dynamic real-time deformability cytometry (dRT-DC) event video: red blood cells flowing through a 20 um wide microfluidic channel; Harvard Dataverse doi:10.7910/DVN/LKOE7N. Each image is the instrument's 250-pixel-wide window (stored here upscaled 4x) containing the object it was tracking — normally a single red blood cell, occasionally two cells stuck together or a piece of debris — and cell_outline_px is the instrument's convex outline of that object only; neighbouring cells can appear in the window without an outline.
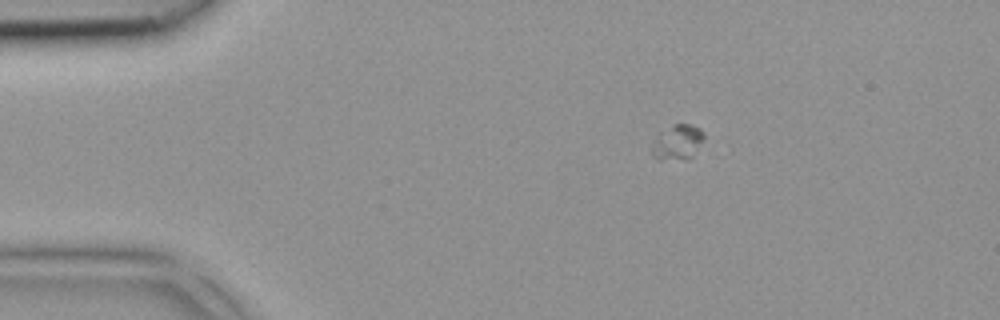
{"species": "common noctule bat (a hibernating species)", "species_latin": "Nyctalus noctula", "temperature_condition": "room temperature", "stored_images_in_passage": 4, "camera_frame_rate_fps": 3000, "um_per_image_px": 0.085, "animal": {"sex": "female", "body_mass_g": 18.4}, "frame": {"image": 1, "passage_image": 2, "time_ms": 0.333, "image_size_px": [1000, 320], "cell_outline_px": [[704, 140], [692, 156], [684, 160], [656, 160], [652, 156], [652, 144], [656, 136], [660, 132], [672, 124], [692, 124], [700, 128], [704, 132]], "centroid_in_image_um": [57.58, 12.1], "position_along_channel_um": 27.4, "area_um2": 10.92}}